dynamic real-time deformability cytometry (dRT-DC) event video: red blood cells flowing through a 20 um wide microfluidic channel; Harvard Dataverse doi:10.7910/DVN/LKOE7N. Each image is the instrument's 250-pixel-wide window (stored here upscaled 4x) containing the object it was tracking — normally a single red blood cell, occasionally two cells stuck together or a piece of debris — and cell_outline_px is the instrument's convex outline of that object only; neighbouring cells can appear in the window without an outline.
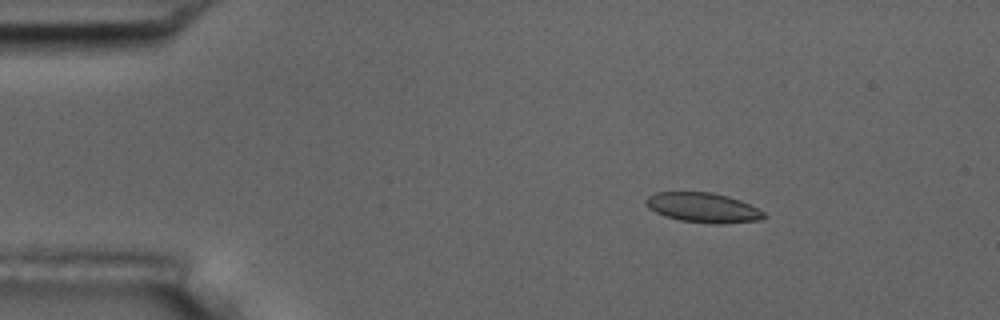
{"species": "common noctule bat (a hibernating species)", "species_latin": "Nyctalus noctula", "temperature_condition": "room temperature", "stored_images_in_passage": 5, "camera_frame_rate_fps": 3000, "um_per_image_px": 0.085, "animal": {"sex": "male", "body_mass_g": 17.5, "forearm_length_mm": 52.3}, "frame": {"image": 1, "passage_image": 2, "time_ms": 1.333, "image_size_px": [1000, 320], "cell_outline_px": [[768, 216], [760, 220], [716, 224], [680, 220], [664, 216], [648, 208], [644, 204], [644, 200], [648, 196], [656, 192], [712, 192], [728, 196], [740, 200], [764, 212]], "centroid_in_image_um": [59.73, 17.64], "position_along_channel_um": 25.3, "area_um2": 20.46}}
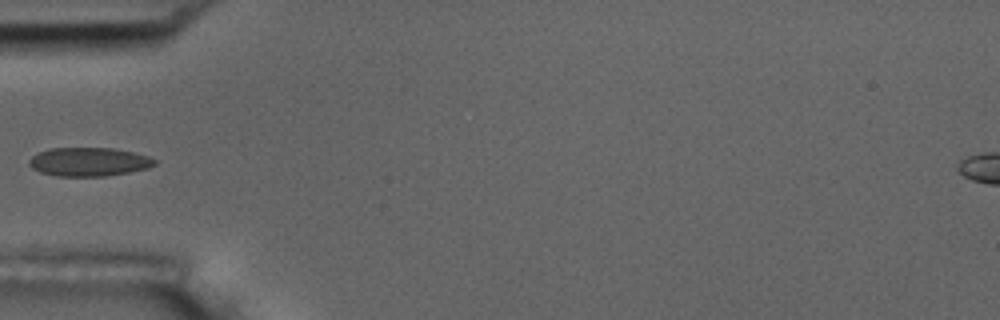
{"frame": {"image": 2, "passage_image": 5, "time_ms": 4.667, "image_size_px": [1000, 320], "cell_outline_px": [[156, 164], [148, 168], [128, 172], [104, 176], [56, 176], [40, 172], [32, 168], [28, 164], [28, 160], [36, 152], [48, 148], [112, 148], [132, 152], [148, 156], [156, 160]], "centroid_in_image_um": [7.5, 13.75], "position_along_channel_um": 77.5, "area_um2": 21.04}}